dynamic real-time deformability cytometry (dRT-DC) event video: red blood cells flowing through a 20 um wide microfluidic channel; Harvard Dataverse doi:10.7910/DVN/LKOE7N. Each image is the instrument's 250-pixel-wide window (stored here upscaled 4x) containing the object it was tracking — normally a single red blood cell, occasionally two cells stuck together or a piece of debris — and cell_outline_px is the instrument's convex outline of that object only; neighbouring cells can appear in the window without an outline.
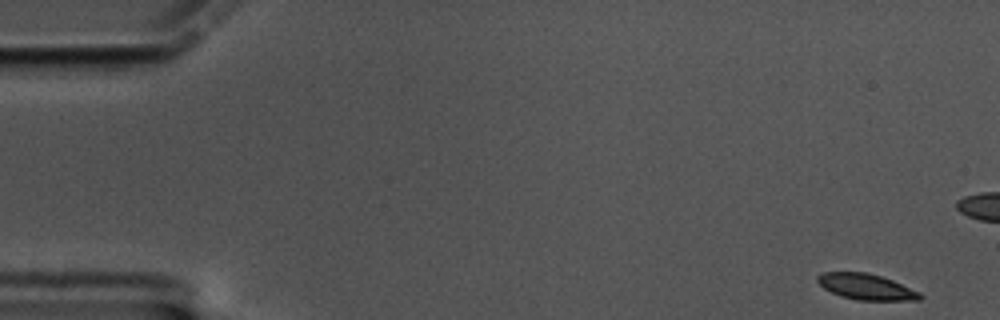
{"species": "common noctule bat (a hibernating species)", "species_latin": "Nyctalus noctula", "temperature_condition": "cold", "stored_images_in_passage": 59, "camera_frame_rate_fps": 3000, "um_per_image_px": 0.085, "animal": {"sex": "male", "body_mass_g": 17.5, "forearm_length_mm": 52.3}, "frame": {"image": 1, "passage_image": 1, "time_ms": 0.0, "image_size_px": [1000, 320], "cell_outline_px": [[924, 296], [920, 300], [856, 300], [840, 296], [824, 288], [816, 280], [816, 276], [824, 272], [864, 272], [880, 276], [892, 280], [920, 292]], "centroid_in_image_um": [73.62, 24.38], "position_along_channel_um": 11.4, "area_um2": 15.37}}
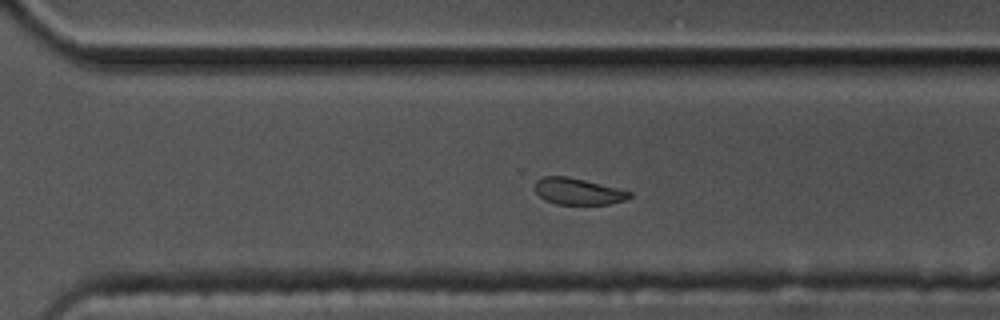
{"frame": {"image": 2, "passage_image": 40, "time_ms": 13.0, "image_size_px": [1000, 320], "cell_outline_px": [[632, 196], [624, 200], [608, 204], [556, 204], [544, 200], [536, 192], [536, 180], [544, 176], [568, 176], [632, 192]], "centroid_in_image_um": [49.11, 16.27], "position_along_channel_um": 321.5, "area_um2": 14.39}}
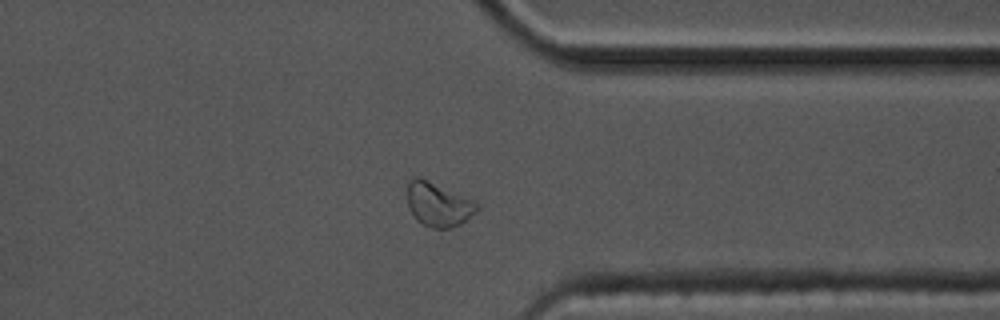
{"frame": {"image": 3, "passage_image": 45, "time_ms": 14.667, "image_size_px": [1000, 320], "cell_outline_px": [[480, 208], [476, 212], [460, 224], [448, 228], [432, 228], [416, 220], [408, 208], [408, 180], [412, 176], [420, 176], [476, 200], [480, 204]], "centroid_in_image_um": [37.27, 17.34], "position_along_channel_um": 374.1, "area_um2": 18.26}, "authors_computed_cell_mechanics": {"area_um2": 16.1262, "velocity_mm_per_s": 3.3496, "shape_relaxation_time_tau1_ms": 2.5331, "shape_relaxation_time_tau2_ms": 5.6769, "deformation_change_tau1": 0.1214, "deformation_change_tau2": 0.0831}}